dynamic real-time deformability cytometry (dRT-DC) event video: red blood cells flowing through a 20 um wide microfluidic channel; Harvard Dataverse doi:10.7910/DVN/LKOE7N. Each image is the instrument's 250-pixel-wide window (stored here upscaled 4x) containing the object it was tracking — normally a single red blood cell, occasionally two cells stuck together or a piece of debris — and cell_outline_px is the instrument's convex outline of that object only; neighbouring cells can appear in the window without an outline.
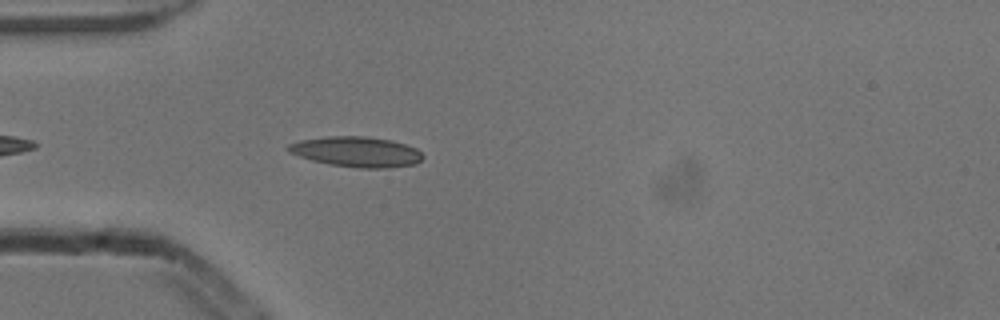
{"species": "common noctule bat (a hibernating species)", "species_latin": "Nyctalus noctula", "temperature_condition": "cold", "stored_images_in_passage": 27, "camera_frame_rate_fps": 3000, "um_per_image_px": 0.085, "animal": {"sex": "male", "body_mass_g": 13.3}, "frame": {"image": 1, "passage_image": 4, "time_ms": 1.0, "image_size_px": [1000, 320], "cell_outline_px": [[424, 156], [416, 164], [388, 168], [356, 168], [328, 164], [312, 160], [288, 152], [284, 148], [288, 144], [300, 140], [328, 136], [364, 136], [392, 140], [416, 148]], "centroid_in_image_um": [30.28, 12.9], "position_along_channel_um": 54.7, "area_um2": 23.87}}
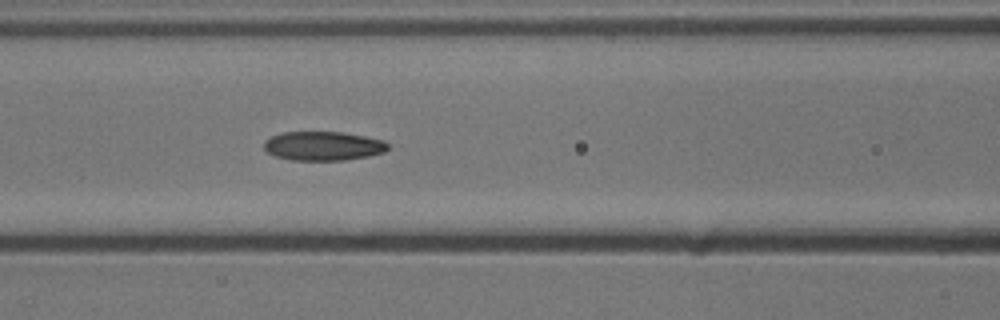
{"frame": {"image": 2, "passage_image": 11, "time_ms": 3.333, "image_size_px": [1000, 320], "cell_outline_px": [[388, 148], [384, 152], [368, 156], [344, 160], [292, 160], [276, 156], [268, 152], [264, 148], [264, 140], [272, 136], [284, 132], [344, 132], [384, 140], [388, 144]], "centroid_in_image_um": [27.47, 12.4], "position_along_channel_um": 139.1, "area_um2": 20.92}}
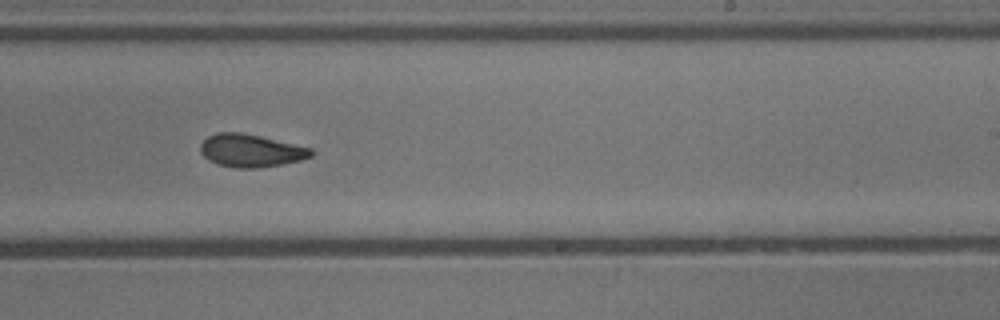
{"frame": {"image": 3, "passage_image": 21, "time_ms": 6.667, "image_size_px": [1000, 320], "cell_outline_px": [[312, 156], [300, 160], [280, 164], [256, 168], [236, 168], [216, 164], [208, 160], [200, 152], [200, 144], [208, 136], [216, 132], [240, 132], [260, 136], [312, 148]], "centroid_in_image_um": [21.28, 12.8], "position_along_channel_um": 267.7, "area_um2": 21.1}}